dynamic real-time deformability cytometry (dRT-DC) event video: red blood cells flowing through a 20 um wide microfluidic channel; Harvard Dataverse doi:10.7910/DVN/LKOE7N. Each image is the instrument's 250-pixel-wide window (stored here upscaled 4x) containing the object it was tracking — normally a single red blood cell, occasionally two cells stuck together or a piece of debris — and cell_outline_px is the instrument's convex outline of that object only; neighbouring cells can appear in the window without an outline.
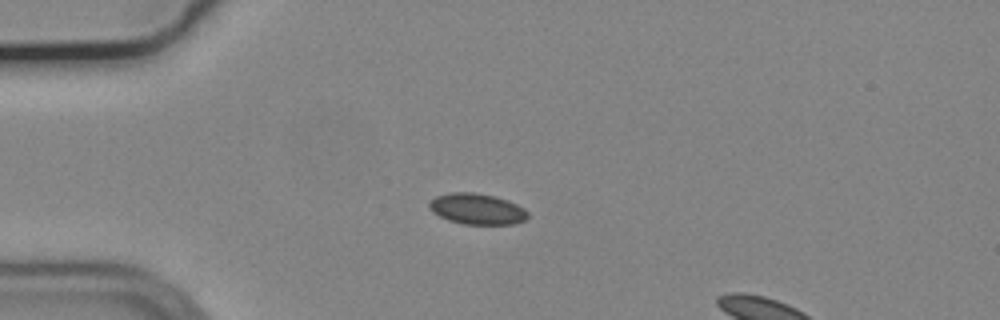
{"species": "common noctule bat (a hibernating species)", "species_latin": "Nyctalus noctula", "temperature_condition": "cold", "stored_images_in_passage": 38, "camera_frame_rate_fps": 3000, "um_per_image_px": 0.085, "animal": {"sex": "male", "body_mass_g": 19.2, "forearm_length_mm": 51.8}, "frame": {"image": 1, "passage_image": 1, "time_ms": 0.0, "image_size_px": [1000, 320], "cell_outline_px": [[528, 216], [524, 220], [516, 224], [464, 224], [448, 220], [432, 212], [428, 208], [428, 204], [436, 196], [452, 192], [476, 192], [496, 196], [508, 200], [524, 208], [528, 212]], "centroid_in_image_um": [40.55, 17.75], "position_along_channel_um": 44.5, "area_um2": 17.86}}
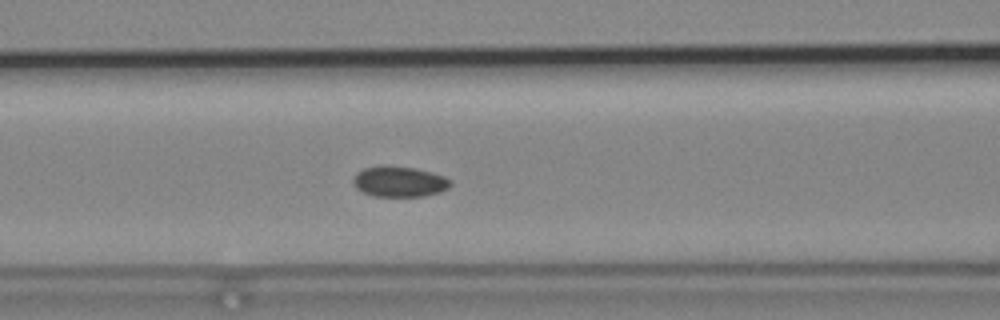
{"frame": {"image": 2, "passage_image": 10, "time_ms": 3.0, "image_size_px": [1000, 320], "cell_outline_px": [[452, 184], [448, 188], [440, 192], [424, 196], [372, 196], [356, 188], [352, 184], [352, 180], [356, 172], [364, 168], [416, 168], [432, 172], [444, 176], [452, 180]], "centroid_in_image_um": [33.98, 15.47], "position_along_channel_um": 132.6, "area_um2": 16.94}}
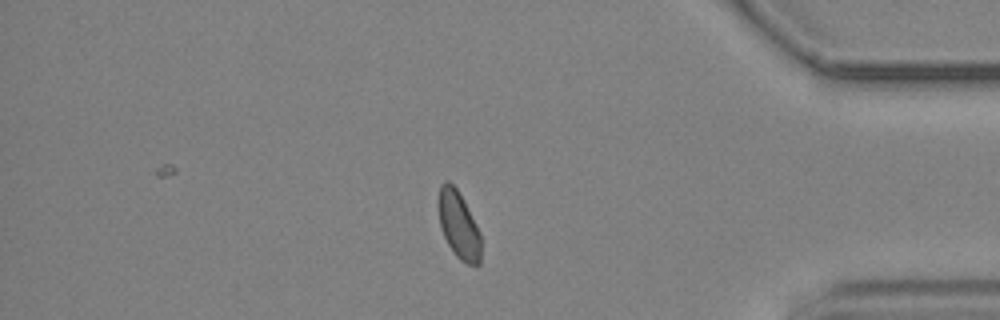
{"frame": {"image": 3, "passage_image": 34, "time_ms": 11.0, "image_size_px": [1000, 320], "cell_outline_px": [[480, 264], [476, 268], [460, 260], [456, 256], [448, 244], [440, 228], [440, 184], [444, 180], [448, 180], [456, 188], [476, 224], [480, 232]], "centroid_in_image_um": [39.01, 19.19], "position_along_channel_um": 396.2, "area_um2": 16.3}}